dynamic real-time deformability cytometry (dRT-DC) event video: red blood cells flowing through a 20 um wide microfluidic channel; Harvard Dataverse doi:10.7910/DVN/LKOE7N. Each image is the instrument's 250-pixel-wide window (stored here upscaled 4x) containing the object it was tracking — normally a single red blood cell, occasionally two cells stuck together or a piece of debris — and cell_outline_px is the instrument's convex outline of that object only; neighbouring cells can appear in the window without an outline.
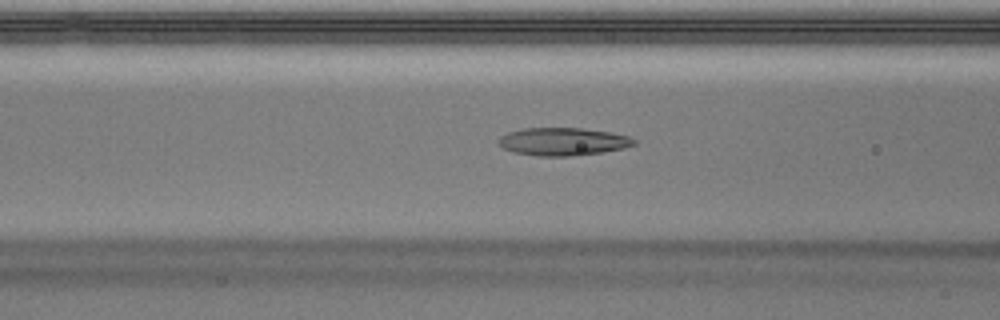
{"species": "Egyptian fruit bat (a non-hibernating species)", "species_latin": "Rousettus aegyptiacus", "temperature_condition": "warm", "stored_images_in_passage": 50, "camera_frame_rate_fps": 3000, "um_per_image_px": 0.085, "animal": {"sex": "male"}, "frame": {"image": 1, "passage_image": 20, "time_ms": 6.333, "image_size_px": [1000, 320], "cell_outline_px": [[636, 144], [624, 148], [604, 152], [568, 156], [536, 156], [512, 152], [504, 148], [496, 140], [500, 136], [508, 132], [524, 128], [580, 128], [612, 132], [628, 136], [636, 140]], "centroid_in_image_um": [47.85, 12.03], "position_along_channel_um": 118.8, "area_um2": 22.08}}
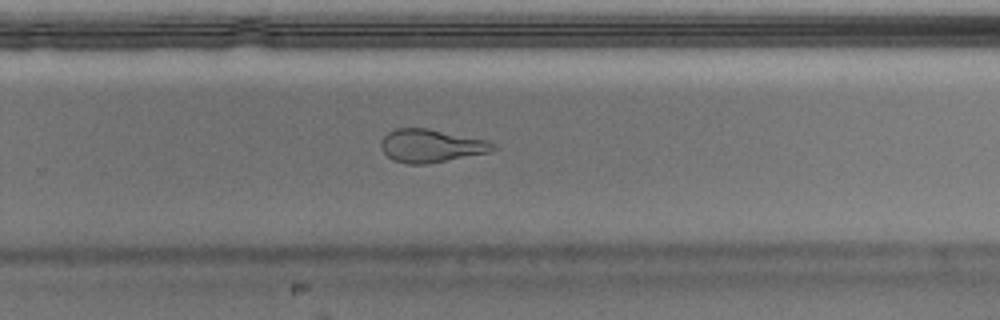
{"frame": {"image": 2, "passage_image": 33, "time_ms": 10.667, "image_size_px": [1000, 320], "cell_outline_px": [[500, 148], [488, 152], [428, 164], [404, 164], [392, 160], [380, 148], [380, 140], [388, 132], [396, 128], [428, 128], [488, 140], [496, 144]], "centroid_in_image_um": [36.64, 12.39], "position_along_channel_um": 293.2, "area_um2": 21.85}}
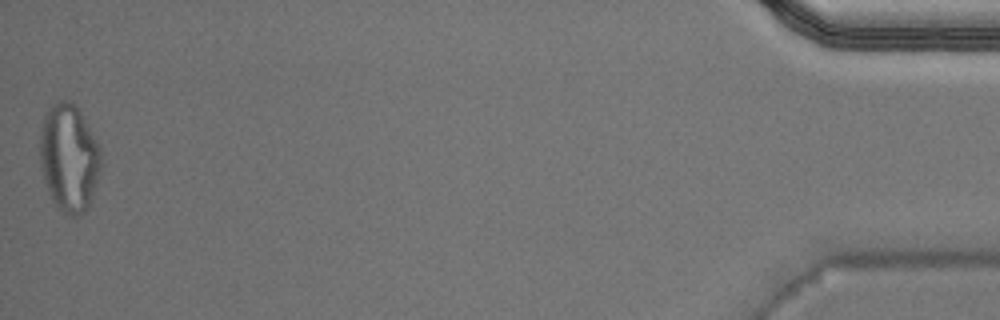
{"frame": {"image": 3, "passage_image": 50, "time_ms": 16.333, "image_size_px": [1000, 320], "cell_outline_px": [[100, 168], [96, 184], [88, 208], [84, 212], [76, 216], [68, 216], [56, 208], [52, 200], [44, 180], [40, 168], [40, 128], [44, 112], [52, 104], [60, 100], [64, 100], [72, 104], [80, 112], [96, 140], [100, 148]], "centroid_in_image_um": [5.83, 13.44], "position_along_channel_um": 429.4, "area_um2": 38.26}, "authors_computed_cell_mechanics": {"area_um2": 22.4842, "velocity_mm_per_s": 4.031, "shape_relaxation_time_tau1_ms": null, "shape_relaxation_time_tau2_ms": 2.0338, "deformation_change_tau1": null, "deformation_change_tau2": 0.1209}}